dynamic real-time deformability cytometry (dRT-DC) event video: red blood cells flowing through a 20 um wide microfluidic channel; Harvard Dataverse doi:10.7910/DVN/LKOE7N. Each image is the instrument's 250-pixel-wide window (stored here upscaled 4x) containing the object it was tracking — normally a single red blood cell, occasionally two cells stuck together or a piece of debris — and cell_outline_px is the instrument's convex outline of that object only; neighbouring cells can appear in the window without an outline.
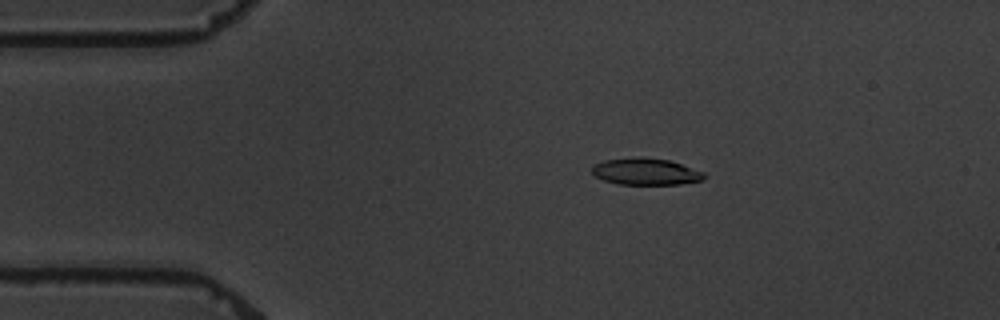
{"species": "common noctule bat (a hibernating species)", "species_latin": "Nyctalus noctula", "temperature_condition": "warm", "stored_images_in_passage": 4, "camera_frame_rate_fps": 3000, "um_per_image_px": 0.085, "animal": {"sex": "male", "body_mass_g": 19.5, "forearm_length_mm": 54.6}, "frame": {"image": 1, "passage_image": 3, "time_ms": 2.333, "image_size_px": [1000, 320], "cell_outline_px": [[708, 176], [700, 180], [680, 184], [620, 184], [604, 180], [596, 176], [592, 172], [592, 168], [596, 164], [604, 160], [640, 156], [668, 160], [704, 172]], "centroid_in_image_um": [54.89, 14.58], "position_along_channel_um": 30.1, "area_um2": 17.28}}